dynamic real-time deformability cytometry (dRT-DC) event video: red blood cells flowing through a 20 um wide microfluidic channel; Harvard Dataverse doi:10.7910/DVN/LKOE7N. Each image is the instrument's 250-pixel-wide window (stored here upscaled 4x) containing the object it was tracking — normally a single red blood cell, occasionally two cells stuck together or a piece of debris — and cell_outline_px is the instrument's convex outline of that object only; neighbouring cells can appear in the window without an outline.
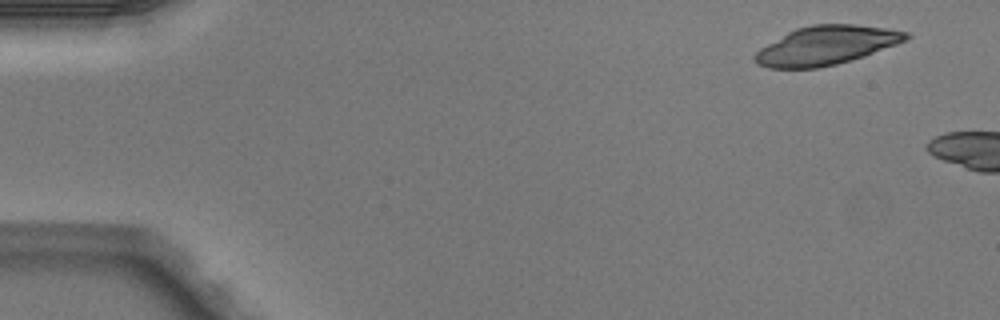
{"species": "Egyptian fruit bat (a non-hibernating species)", "species_latin": "Rousettus aegyptiacus", "temperature_condition": "warm", "stored_images_in_passage": 2, "camera_frame_rate_fps": 3000, "um_per_image_px": 0.085, "animal": {"sex": "male"}, "frame": {"image": 1, "passage_image": 1, "time_ms": 0.0, "image_size_px": [1000, 320], "cell_outline_px": [[912, 36], [908, 40], [864, 56], [836, 64], [816, 68], [768, 68], [756, 64], [752, 56], [760, 48], [788, 32], [796, 28], [812, 24], [856, 24], [884, 28], [908, 32]], "centroid_in_image_um": [70.22, 3.86], "position_along_channel_um": 14.8, "area_um2": 34.16}}